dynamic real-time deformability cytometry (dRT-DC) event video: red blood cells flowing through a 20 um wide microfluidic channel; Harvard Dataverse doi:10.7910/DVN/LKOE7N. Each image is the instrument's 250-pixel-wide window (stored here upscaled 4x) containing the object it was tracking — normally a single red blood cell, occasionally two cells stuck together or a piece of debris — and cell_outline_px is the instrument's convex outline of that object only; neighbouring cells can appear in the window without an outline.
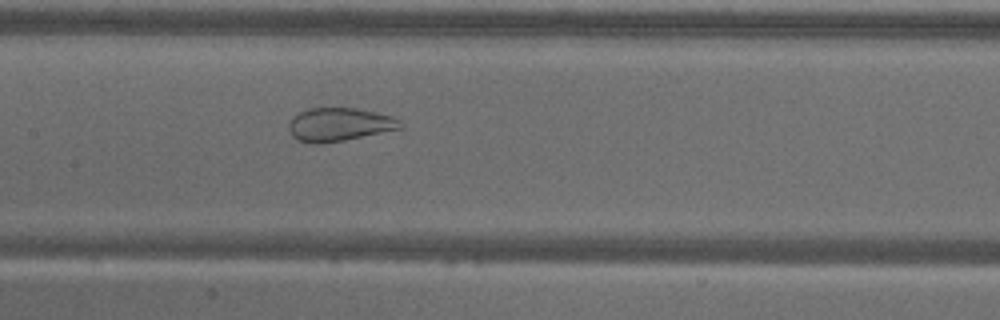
{"species": "common noctule bat (a hibernating species)", "species_latin": "Nyctalus noctula", "temperature_condition": "warm", "stored_images_in_passage": 48, "camera_frame_rate_fps": 3000, "um_per_image_px": 0.085, "animal": {"sex": "male", "body_mass_g": 18.8}, "frame": {"image": 1, "passage_image": 19, "time_ms": 6.0, "image_size_px": [1000, 320], "cell_outline_px": [[404, 128], [324, 144], [308, 144], [296, 140], [292, 136], [288, 128], [288, 124], [300, 112], [308, 108], [356, 108], [392, 116], [400, 120], [404, 124]], "centroid_in_image_um": [28.85, 10.6], "position_along_channel_um": 178.6, "area_um2": 21.85}}
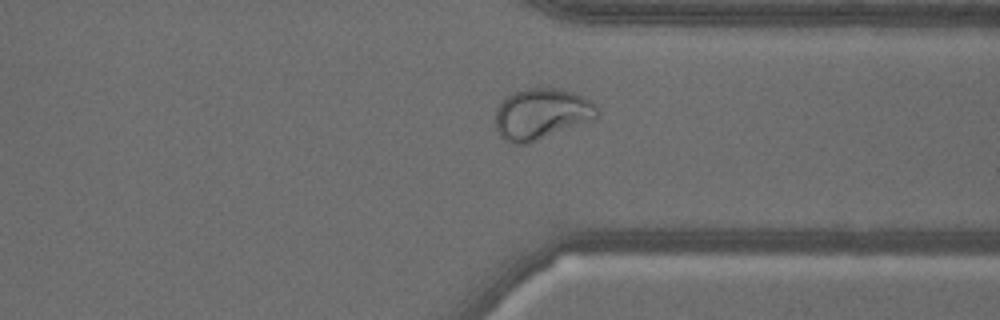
{"frame": {"image": 2, "passage_image": 35, "time_ms": 11.333, "image_size_px": [1000, 320], "cell_outline_px": [[600, 116], [528, 144], [512, 144], [500, 136], [496, 128], [496, 108], [512, 92], [524, 88], [556, 88], [580, 96], [588, 100], [600, 108]], "centroid_in_image_um": [46.0, 9.69], "position_along_channel_um": 365.4, "area_um2": 29.88}}
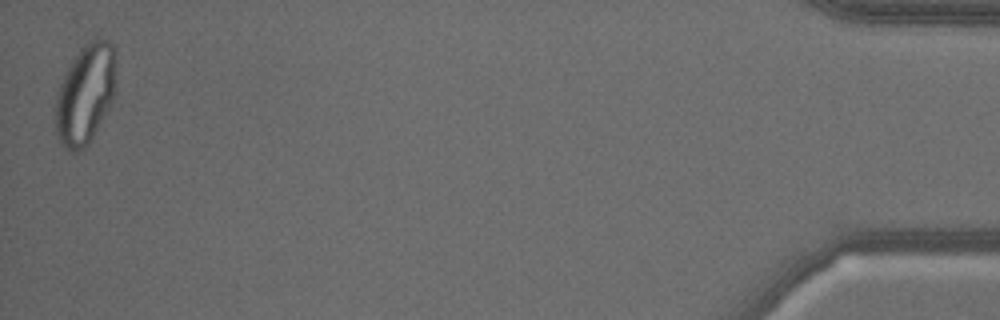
{"frame": {"image": 3, "passage_image": 48, "time_ms": 15.667, "image_size_px": [1000, 320], "cell_outline_px": [[116, 84], [112, 100], [92, 136], [76, 152], [68, 152], [60, 144], [56, 132], [56, 92], [72, 60], [80, 48], [84, 44], [92, 40], [108, 40], [112, 44], [116, 72]], "centroid_in_image_um": [7.24, 7.98], "position_along_channel_um": 428.0, "area_um2": 34.51}}